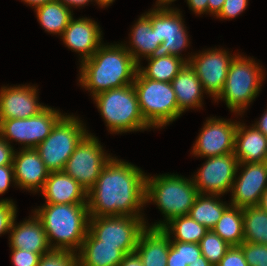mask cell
<instances>
[{"label":"cell","mask_w":267,"mask_h":266,"mask_svg":"<svg viewBox=\"0 0 267 266\" xmlns=\"http://www.w3.org/2000/svg\"><path fill=\"white\" fill-rule=\"evenodd\" d=\"M40 192L44 204H87V191L63 171L50 172Z\"/></svg>","instance_id":"cell-19"},{"label":"cell","mask_w":267,"mask_h":266,"mask_svg":"<svg viewBox=\"0 0 267 266\" xmlns=\"http://www.w3.org/2000/svg\"><path fill=\"white\" fill-rule=\"evenodd\" d=\"M254 126L267 137V109Z\"/></svg>","instance_id":"cell-49"},{"label":"cell","mask_w":267,"mask_h":266,"mask_svg":"<svg viewBox=\"0 0 267 266\" xmlns=\"http://www.w3.org/2000/svg\"><path fill=\"white\" fill-rule=\"evenodd\" d=\"M239 162L234 153L208 157L194 175L193 181L199 194L224 195L231 192Z\"/></svg>","instance_id":"cell-12"},{"label":"cell","mask_w":267,"mask_h":266,"mask_svg":"<svg viewBox=\"0 0 267 266\" xmlns=\"http://www.w3.org/2000/svg\"><path fill=\"white\" fill-rule=\"evenodd\" d=\"M104 151L99 139L88 133L78 144L62 171L88 192L94 186L105 164L112 158Z\"/></svg>","instance_id":"cell-10"},{"label":"cell","mask_w":267,"mask_h":266,"mask_svg":"<svg viewBox=\"0 0 267 266\" xmlns=\"http://www.w3.org/2000/svg\"><path fill=\"white\" fill-rule=\"evenodd\" d=\"M212 230L230 246H239L244 241L243 208L229 205Z\"/></svg>","instance_id":"cell-29"},{"label":"cell","mask_w":267,"mask_h":266,"mask_svg":"<svg viewBox=\"0 0 267 266\" xmlns=\"http://www.w3.org/2000/svg\"><path fill=\"white\" fill-rule=\"evenodd\" d=\"M237 54L231 62L226 81L219 96L214 100H223L231 112L243 114L248 105L257 97L261 84L265 80L262 66L253 58Z\"/></svg>","instance_id":"cell-6"},{"label":"cell","mask_w":267,"mask_h":266,"mask_svg":"<svg viewBox=\"0 0 267 266\" xmlns=\"http://www.w3.org/2000/svg\"><path fill=\"white\" fill-rule=\"evenodd\" d=\"M80 64L79 83L93 97L106 90L133 84L138 71V63L124 44H101Z\"/></svg>","instance_id":"cell-2"},{"label":"cell","mask_w":267,"mask_h":266,"mask_svg":"<svg viewBox=\"0 0 267 266\" xmlns=\"http://www.w3.org/2000/svg\"><path fill=\"white\" fill-rule=\"evenodd\" d=\"M37 19L45 31L62 36L67 28L72 11L60 1L48 2L35 8Z\"/></svg>","instance_id":"cell-28"},{"label":"cell","mask_w":267,"mask_h":266,"mask_svg":"<svg viewBox=\"0 0 267 266\" xmlns=\"http://www.w3.org/2000/svg\"><path fill=\"white\" fill-rule=\"evenodd\" d=\"M188 266H212V265L209 263V261L203 255H201L199 257V260L192 262Z\"/></svg>","instance_id":"cell-52"},{"label":"cell","mask_w":267,"mask_h":266,"mask_svg":"<svg viewBox=\"0 0 267 266\" xmlns=\"http://www.w3.org/2000/svg\"><path fill=\"white\" fill-rule=\"evenodd\" d=\"M60 1L63 5L72 9L71 7H84L88 2H92L93 0H57Z\"/></svg>","instance_id":"cell-48"},{"label":"cell","mask_w":267,"mask_h":266,"mask_svg":"<svg viewBox=\"0 0 267 266\" xmlns=\"http://www.w3.org/2000/svg\"><path fill=\"white\" fill-rule=\"evenodd\" d=\"M14 147L0 136V166L12 165Z\"/></svg>","instance_id":"cell-44"},{"label":"cell","mask_w":267,"mask_h":266,"mask_svg":"<svg viewBox=\"0 0 267 266\" xmlns=\"http://www.w3.org/2000/svg\"><path fill=\"white\" fill-rule=\"evenodd\" d=\"M170 236L161 228L147 227L138 240L136 252L143 266H167Z\"/></svg>","instance_id":"cell-23"},{"label":"cell","mask_w":267,"mask_h":266,"mask_svg":"<svg viewBox=\"0 0 267 266\" xmlns=\"http://www.w3.org/2000/svg\"><path fill=\"white\" fill-rule=\"evenodd\" d=\"M248 0H225L220 13L216 16L220 19H233L241 14L247 7Z\"/></svg>","instance_id":"cell-39"},{"label":"cell","mask_w":267,"mask_h":266,"mask_svg":"<svg viewBox=\"0 0 267 266\" xmlns=\"http://www.w3.org/2000/svg\"><path fill=\"white\" fill-rule=\"evenodd\" d=\"M62 116L59 110L46 106L30 118L0 119V136L8 143L14 140L23 144V149L36 148Z\"/></svg>","instance_id":"cell-11"},{"label":"cell","mask_w":267,"mask_h":266,"mask_svg":"<svg viewBox=\"0 0 267 266\" xmlns=\"http://www.w3.org/2000/svg\"><path fill=\"white\" fill-rule=\"evenodd\" d=\"M176 94L178 109L184 113L188 109L201 108L204 89L195 71L187 63L171 81Z\"/></svg>","instance_id":"cell-24"},{"label":"cell","mask_w":267,"mask_h":266,"mask_svg":"<svg viewBox=\"0 0 267 266\" xmlns=\"http://www.w3.org/2000/svg\"><path fill=\"white\" fill-rule=\"evenodd\" d=\"M174 1L176 0H157L155 6L157 9H173L172 7L169 8V5Z\"/></svg>","instance_id":"cell-51"},{"label":"cell","mask_w":267,"mask_h":266,"mask_svg":"<svg viewBox=\"0 0 267 266\" xmlns=\"http://www.w3.org/2000/svg\"><path fill=\"white\" fill-rule=\"evenodd\" d=\"M261 209L267 211V189L265 192L262 194L260 203L258 205Z\"/></svg>","instance_id":"cell-53"},{"label":"cell","mask_w":267,"mask_h":266,"mask_svg":"<svg viewBox=\"0 0 267 266\" xmlns=\"http://www.w3.org/2000/svg\"><path fill=\"white\" fill-rule=\"evenodd\" d=\"M225 0H208V14L217 16L223 8Z\"/></svg>","instance_id":"cell-47"},{"label":"cell","mask_w":267,"mask_h":266,"mask_svg":"<svg viewBox=\"0 0 267 266\" xmlns=\"http://www.w3.org/2000/svg\"><path fill=\"white\" fill-rule=\"evenodd\" d=\"M22 2L28 4L29 6L36 8L38 6L44 5L48 2H52L55 0H21Z\"/></svg>","instance_id":"cell-50"},{"label":"cell","mask_w":267,"mask_h":266,"mask_svg":"<svg viewBox=\"0 0 267 266\" xmlns=\"http://www.w3.org/2000/svg\"><path fill=\"white\" fill-rule=\"evenodd\" d=\"M11 249V260L14 266H38L40 258L43 255L26 250Z\"/></svg>","instance_id":"cell-38"},{"label":"cell","mask_w":267,"mask_h":266,"mask_svg":"<svg viewBox=\"0 0 267 266\" xmlns=\"http://www.w3.org/2000/svg\"><path fill=\"white\" fill-rule=\"evenodd\" d=\"M12 182L16 185L13 165L0 166V195L8 191Z\"/></svg>","instance_id":"cell-42"},{"label":"cell","mask_w":267,"mask_h":266,"mask_svg":"<svg viewBox=\"0 0 267 266\" xmlns=\"http://www.w3.org/2000/svg\"><path fill=\"white\" fill-rule=\"evenodd\" d=\"M189 36H172L166 38L146 59H156L174 55L182 57V49H186L190 44ZM181 54V55H180Z\"/></svg>","instance_id":"cell-34"},{"label":"cell","mask_w":267,"mask_h":266,"mask_svg":"<svg viewBox=\"0 0 267 266\" xmlns=\"http://www.w3.org/2000/svg\"><path fill=\"white\" fill-rule=\"evenodd\" d=\"M133 86L142 117L151 128H163L182 115L171 82L146 78L138 70Z\"/></svg>","instance_id":"cell-7"},{"label":"cell","mask_w":267,"mask_h":266,"mask_svg":"<svg viewBox=\"0 0 267 266\" xmlns=\"http://www.w3.org/2000/svg\"><path fill=\"white\" fill-rule=\"evenodd\" d=\"M125 255L120 245L101 244L88 231L77 253L78 266H118Z\"/></svg>","instance_id":"cell-22"},{"label":"cell","mask_w":267,"mask_h":266,"mask_svg":"<svg viewBox=\"0 0 267 266\" xmlns=\"http://www.w3.org/2000/svg\"><path fill=\"white\" fill-rule=\"evenodd\" d=\"M92 98L110 133L151 128L142 117L133 84L100 92Z\"/></svg>","instance_id":"cell-5"},{"label":"cell","mask_w":267,"mask_h":266,"mask_svg":"<svg viewBox=\"0 0 267 266\" xmlns=\"http://www.w3.org/2000/svg\"><path fill=\"white\" fill-rule=\"evenodd\" d=\"M167 266H187L181 259V242L170 241V249L167 258Z\"/></svg>","instance_id":"cell-43"},{"label":"cell","mask_w":267,"mask_h":266,"mask_svg":"<svg viewBox=\"0 0 267 266\" xmlns=\"http://www.w3.org/2000/svg\"><path fill=\"white\" fill-rule=\"evenodd\" d=\"M216 266H249L239 246H231Z\"/></svg>","instance_id":"cell-40"},{"label":"cell","mask_w":267,"mask_h":266,"mask_svg":"<svg viewBox=\"0 0 267 266\" xmlns=\"http://www.w3.org/2000/svg\"><path fill=\"white\" fill-rule=\"evenodd\" d=\"M189 8L195 14L208 13V0H186Z\"/></svg>","instance_id":"cell-45"},{"label":"cell","mask_w":267,"mask_h":266,"mask_svg":"<svg viewBox=\"0 0 267 266\" xmlns=\"http://www.w3.org/2000/svg\"><path fill=\"white\" fill-rule=\"evenodd\" d=\"M199 53L191 55L188 64L202 83L204 92L215 100L223 89L230 64L236 55L232 56L224 49Z\"/></svg>","instance_id":"cell-13"},{"label":"cell","mask_w":267,"mask_h":266,"mask_svg":"<svg viewBox=\"0 0 267 266\" xmlns=\"http://www.w3.org/2000/svg\"><path fill=\"white\" fill-rule=\"evenodd\" d=\"M118 266H143L142 260L136 251L127 253Z\"/></svg>","instance_id":"cell-46"},{"label":"cell","mask_w":267,"mask_h":266,"mask_svg":"<svg viewBox=\"0 0 267 266\" xmlns=\"http://www.w3.org/2000/svg\"><path fill=\"white\" fill-rule=\"evenodd\" d=\"M244 241L267 245V211L259 206L243 208Z\"/></svg>","instance_id":"cell-32"},{"label":"cell","mask_w":267,"mask_h":266,"mask_svg":"<svg viewBox=\"0 0 267 266\" xmlns=\"http://www.w3.org/2000/svg\"><path fill=\"white\" fill-rule=\"evenodd\" d=\"M94 2H96L100 7H107L110 4H112L115 0H93Z\"/></svg>","instance_id":"cell-54"},{"label":"cell","mask_w":267,"mask_h":266,"mask_svg":"<svg viewBox=\"0 0 267 266\" xmlns=\"http://www.w3.org/2000/svg\"><path fill=\"white\" fill-rule=\"evenodd\" d=\"M82 120L63 115L36 150L50 172L62 171L78 144L88 134Z\"/></svg>","instance_id":"cell-8"},{"label":"cell","mask_w":267,"mask_h":266,"mask_svg":"<svg viewBox=\"0 0 267 266\" xmlns=\"http://www.w3.org/2000/svg\"><path fill=\"white\" fill-rule=\"evenodd\" d=\"M238 167L243 168L233 181L230 205L239 208L258 206L267 189V161L239 163Z\"/></svg>","instance_id":"cell-15"},{"label":"cell","mask_w":267,"mask_h":266,"mask_svg":"<svg viewBox=\"0 0 267 266\" xmlns=\"http://www.w3.org/2000/svg\"><path fill=\"white\" fill-rule=\"evenodd\" d=\"M198 195L193 178L178 174L146 175L145 201L154 202L165 217L164 221L152 224L149 228H162L171 219L188 215Z\"/></svg>","instance_id":"cell-4"},{"label":"cell","mask_w":267,"mask_h":266,"mask_svg":"<svg viewBox=\"0 0 267 266\" xmlns=\"http://www.w3.org/2000/svg\"><path fill=\"white\" fill-rule=\"evenodd\" d=\"M202 255L200 246L197 243L181 242V259L184 265H189L192 262L199 260Z\"/></svg>","instance_id":"cell-41"},{"label":"cell","mask_w":267,"mask_h":266,"mask_svg":"<svg viewBox=\"0 0 267 266\" xmlns=\"http://www.w3.org/2000/svg\"><path fill=\"white\" fill-rule=\"evenodd\" d=\"M36 86H3L0 89V119L30 118L46 105L38 103Z\"/></svg>","instance_id":"cell-16"},{"label":"cell","mask_w":267,"mask_h":266,"mask_svg":"<svg viewBox=\"0 0 267 266\" xmlns=\"http://www.w3.org/2000/svg\"><path fill=\"white\" fill-rule=\"evenodd\" d=\"M169 236L170 241L190 242L199 244L200 240L209 231L204 225L192 219L189 214L175 217L161 228Z\"/></svg>","instance_id":"cell-31"},{"label":"cell","mask_w":267,"mask_h":266,"mask_svg":"<svg viewBox=\"0 0 267 266\" xmlns=\"http://www.w3.org/2000/svg\"><path fill=\"white\" fill-rule=\"evenodd\" d=\"M102 30L95 20L86 18L70 19L61 39L70 50L80 55V62L90 58L102 44Z\"/></svg>","instance_id":"cell-17"},{"label":"cell","mask_w":267,"mask_h":266,"mask_svg":"<svg viewBox=\"0 0 267 266\" xmlns=\"http://www.w3.org/2000/svg\"><path fill=\"white\" fill-rule=\"evenodd\" d=\"M202 255L212 266H216L231 247L213 230H209L199 242Z\"/></svg>","instance_id":"cell-33"},{"label":"cell","mask_w":267,"mask_h":266,"mask_svg":"<svg viewBox=\"0 0 267 266\" xmlns=\"http://www.w3.org/2000/svg\"><path fill=\"white\" fill-rule=\"evenodd\" d=\"M146 174L137 166L112 157L87 192L90 217H143Z\"/></svg>","instance_id":"cell-1"},{"label":"cell","mask_w":267,"mask_h":266,"mask_svg":"<svg viewBox=\"0 0 267 266\" xmlns=\"http://www.w3.org/2000/svg\"><path fill=\"white\" fill-rule=\"evenodd\" d=\"M38 266H78L77 253L51 250L41 256Z\"/></svg>","instance_id":"cell-35"},{"label":"cell","mask_w":267,"mask_h":266,"mask_svg":"<svg viewBox=\"0 0 267 266\" xmlns=\"http://www.w3.org/2000/svg\"><path fill=\"white\" fill-rule=\"evenodd\" d=\"M221 195L199 194L190 208L189 216L212 230L230 203L219 201Z\"/></svg>","instance_id":"cell-27"},{"label":"cell","mask_w":267,"mask_h":266,"mask_svg":"<svg viewBox=\"0 0 267 266\" xmlns=\"http://www.w3.org/2000/svg\"><path fill=\"white\" fill-rule=\"evenodd\" d=\"M33 213L52 250L79 251L89 229L88 204H44Z\"/></svg>","instance_id":"cell-3"},{"label":"cell","mask_w":267,"mask_h":266,"mask_svg":"<svg viewBox=\"0 0 267 266\" xmlns=\"http://www.w3.org/2000/svg\"><path fill=\"white\" fill-rule=\"evenodd\" d=\"M237 126V121L210 117L204 123L191 154L208 158L234 153Z\"/></svg>","instance_id":"cell-14"},{"label":"cell","mask_w":267,"mask_h":266,"mask_svg":"<svg viewBox=\"0 0 267 266\" xmlns=\"http://www.w3.org/2000/svg\"><path fill=\"white\" fill-rule=\"evenodd\" d=\"M144 217H90L88 231L101 244L120 245L126 254L136 250L141 233L147 228Z\"/></svg>","instance_id":"cell-9"},{"label":"cell","mask_w":267,"mask_h":266,"mask_svg":"<svg viewBox=\"0 0 267 266\" xmlns=\"http://www.w3.org/2000/svg\"><path fill=\"white\" fill-rule=\"evenodd\" d=\"M144 14V15H143ZM132 27L130 34V46L125 48L134 60L140 64V59L147 58L161 44L153 29L151 20L143 13Z\"/></svg>","instance_id":"cell-25"},{"label":"cell","mask_w":267,"mask_h":266,"mask_svg":"<svg viewBox=\"0 0 267 266\" xmlns=\"http://www.w3.org/2000/svg\"><path fill=\"white\" fill-rule=\"evenodd\" d=\"M156 30L158 40L162 43L166 38L172 36H188L186 26L180 10L174 9H151L145 14Z\"/></svg>","instance_id":"cell-26"},{"label":"cell","mask_w":267,"mask_h":266,"mask_svg":"<svg viewBox=\"0 0 267 266\" xmlns=\"http://www.w3.org/2000/svg\"><path fill=\"white\" fill-rule=\"evenodd\" d=\"M12 165L18 187L34 193L43 189L50 171L35 148L15 151Z\"/></svg>","instance_id":"cell-18"},{"label":"cell","mask_w":267,"mask_h":266,"mask_svg":"<svg viewBox=\"0 0 267 266\" xmlns=\"http://www.w3.org/2000/svg\"><path fill=\"white\" fill-rule=\"evenodd\" d=\"M239 247L249 266H267V245L243 241Z\"/></svg>","instance_id":"cell-36"},{"label":"cell","mask_w":267,"mask_h":266,"mask_svg":"<svg viewBox=\"0 0 267 266\" xmlns=\"http://www.w3.org/2000/svg\"><path fill=\"white\" fill-rule=\"evenodd\" d=\"M12 223L10 230L9 247L31 251L37 254H46L52 249L48 243L46 232L40 220L33 214L20 224Z\"/></svg>","instance_id":"cell-20"},{"label":"cell","mask_w":267,"mask_h":266,"mask_svg":"<svg viewBox=\"0 0 267 266\" xmlns=\"http://www.w3.org/2000/svg\"><path fill=\"white\" fill-rule=\"evenodd\" d=\"M17 207L13 200H0V235L11 230L12 223L17 216Z\"/></svg>","instance_id":"cell-37"},{"label":"cell","mask_w":267,"mask_h":266,"mask_svg":"<svg viewBox=\"0 0 267 266\" xmlns=\"http://www.w3.org/2000/svg\"><path fill=\"white\" fill-rule=\"evenodd\" d=\"M148 66L141 67L138 64V70L146 77L155 81L171 82L174 77L189 62L190 58H180L174 55L166 57L147 59Z\"/></svg>","instance_id":"cell-30"},{"label":"cell","mask_w":267,"mask_h":266,"mask_svg":"<svg viewBox=\"0 0 267 266\" xmlns=\"http://www.w3.org/2000/svg\"><path fill=\"white\" fill-rule=\"evenodd\" d=\"M234 154L239 163L267 161V137L254 124L247 128L244 123L238 122Z\"/></svg>","instance_id":"cell-21"}]
</instances>
